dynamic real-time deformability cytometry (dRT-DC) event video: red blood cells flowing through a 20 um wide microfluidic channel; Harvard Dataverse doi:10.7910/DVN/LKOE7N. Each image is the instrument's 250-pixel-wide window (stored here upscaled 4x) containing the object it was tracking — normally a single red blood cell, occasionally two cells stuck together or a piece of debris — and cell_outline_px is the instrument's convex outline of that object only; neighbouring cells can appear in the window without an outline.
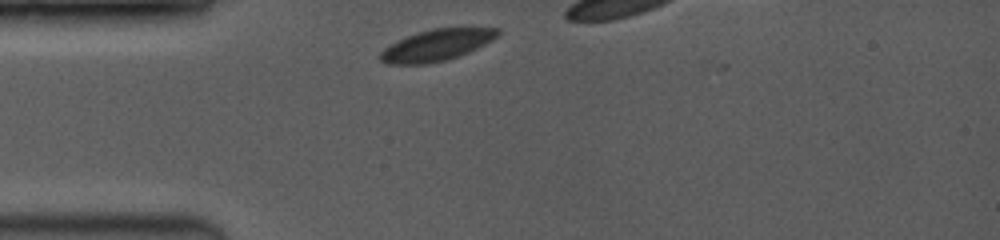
{"species": "common noctule bat (a hibernating species)", "species_latin": "Nyctalus noctula", "temperature_condition": "room temperature", "stored_images_in_passage": 2, "camera_frame_rate_fps": 3500, "um_per_image_px": 0.085, "animal": {"sex": "female", "body_mass_g": 19.0, "forearm_length_mm": 53.3}, "frame": {"image": 1, "passage_image": 1, "time_ms": 0.0, "image_size_px": [1000, 240], "cell_outline_px": [[500, 36], [468, 52], [444, 60], [424, 64], [388, 64], [380, 60], [380, 52], [384, 48], [396, 40], [432, 28], [500, 28]], "centroid_in_image_um": [37.1, 3.83], "position_along_channel_um": 47.9, "area_um2": 21.21}}